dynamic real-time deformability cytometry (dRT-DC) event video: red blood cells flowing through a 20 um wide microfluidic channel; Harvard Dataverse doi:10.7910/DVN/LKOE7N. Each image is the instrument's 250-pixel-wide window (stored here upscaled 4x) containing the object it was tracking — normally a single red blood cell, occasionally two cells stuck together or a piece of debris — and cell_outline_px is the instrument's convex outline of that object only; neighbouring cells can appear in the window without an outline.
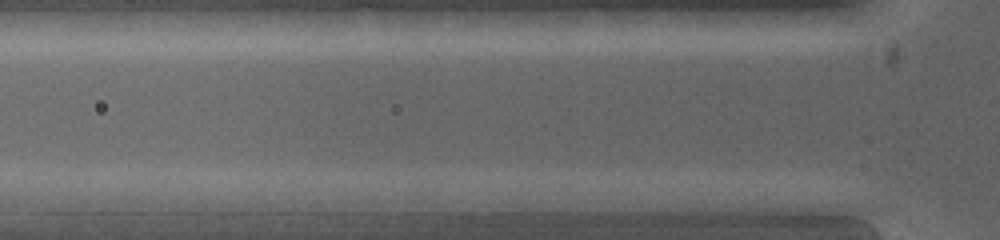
{"species": "common noctule bat (a hibernating species)", "species_latin": "Nyctalus noctula", "temperature_condition": "warm", "stored_images_in_passage": 4, "segment_of_instrument_passage": [2, 2], "camera_frame_rate_fps": 5000, "um_per_image_px": 0.085, "animal": {"sex": "female", "body_mass_g": 19.0, "forearm_length_mm": 53.3}, "frame": {"image": 1, "passage_image": 4, "time_ms": 1.0, "image_size_px": [1000, 240], "cell_outline_px": [[604, 200], [540, 212], [496, 212], [492, 200], [520, 192], [592, 192]], "centroid_in_image_um": [46.11, 17.11], "position_along_channel_um": 79.7, "area_um2": 12.08}}